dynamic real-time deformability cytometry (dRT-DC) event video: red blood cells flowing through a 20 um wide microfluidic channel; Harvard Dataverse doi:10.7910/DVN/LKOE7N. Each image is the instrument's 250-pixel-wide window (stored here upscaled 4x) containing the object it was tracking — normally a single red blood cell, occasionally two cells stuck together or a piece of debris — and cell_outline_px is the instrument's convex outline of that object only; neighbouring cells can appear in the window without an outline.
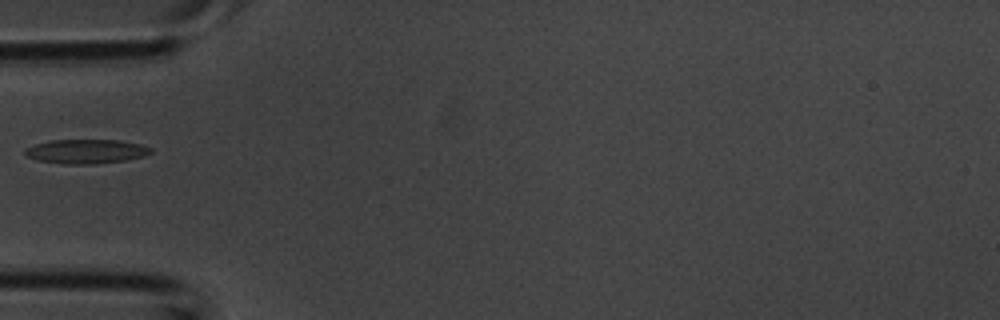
{"species": "common noctule bat (a hibernating species)", "species_latin": "Nyctalus noctula", "temperature_condition": "room temperature", "stored_images_in_passage": 6, "camera_frame_rate_fps": 3000, "um_per_image_px": 0.085, "animal": {"sex": "male", "body_mass_g": 20.1, "forearm_length_mm": 53.5}, "frame": {"image": 1, "passage_image": 6, "time_ms": 1.667, "image_size_px": [1000, 320], "cell_outline_px": [[152, 152], [144, 156], [124, 160], [96, 164], [68, 164], [36, 160], [24, 156], [24, 148], [36, 144], [52, 140], [120, 140], [140, 144], [152, 148]], "centroid_in_image_um": [7.29, 12.87], "position_along_channel_um": 77.7, "area_um2": 17.8}}